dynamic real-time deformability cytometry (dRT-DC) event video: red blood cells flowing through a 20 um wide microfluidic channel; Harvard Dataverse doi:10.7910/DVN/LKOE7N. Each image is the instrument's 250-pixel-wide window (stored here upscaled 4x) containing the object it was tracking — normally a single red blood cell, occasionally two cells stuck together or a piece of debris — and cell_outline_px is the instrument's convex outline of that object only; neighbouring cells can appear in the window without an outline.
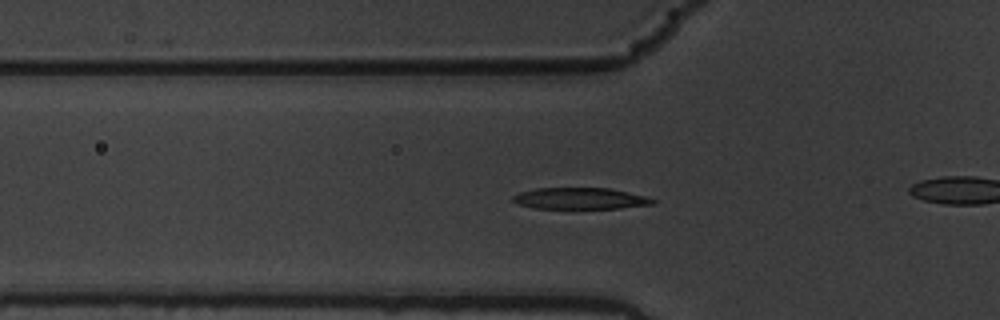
{"species": "common noctule bat (a hibernating species)", "species_latin": "Nyctalus noctula", "temperature_condition": "warm", "stored_images_in_passage": 60, "camera_frame_rate_fps": 3000, "um_per_image_px": 0.085, "animal": {"sex": "male", "body_mass_g": 19.5, "forearm_length_mm": 54.6}, "frame": {"image": 1, "passage_image": 21, "time_ms": 6.667, "image_size_px": [1000, 320], "cell_outline_px": [[656, 204], [620, 208], [536, 208], [520, 204], [512, 200], [512, 196], [520, 192], [536, 188], [608, 188], [648, 196], [656, 200]], "centroid_in_image_um": [49.37, 16.86], "position_along_channel_um": 76.4, "area_um2": 17.4}}
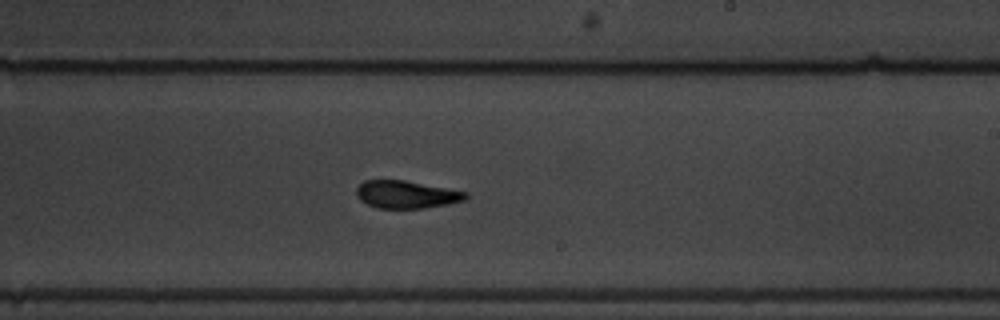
{"frame": {"image": 2, "passage_image": 36, "time_ms": 11.667, "image_size_px": [1000, 320], "cell_outline_px": [[468, 196], [464, 200], [448, 204], [420, 208], [376, 208], [360, 200], [356, 196], [356, 188], [364, 180], [404, 180], [468, 192]], "centroid_in_image_um": [34.51, 16.53], "position_along_channel_um": 254.5, "area_um2": 17.51}}
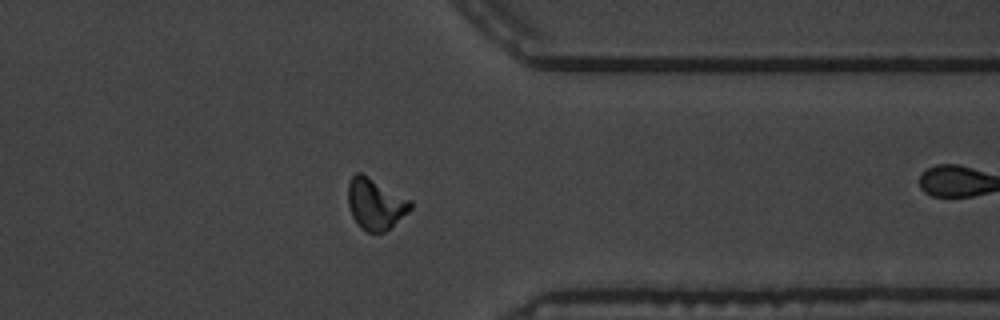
{"frame": {"image": 3, "passage_image": 47, "time_ms": 15.333, "image_size_px": [1000, 320], "cell_outline_px": [[412, 208], [408, 212], [384, 232], [368, 232], [360, 228], [352, 216], [348, 204], [348, 184], [352, 176], [356, 172], [360, 172], [368, 176], [412, 200]], "centroid_in_image_um": [31.9, 17.32], "position_along_channel_um": 379.5, "area_um2": 18.55}, "authors_computed_cell_mechanics": {"area_um2": 17.8024, "velocity_mm_per_s": 3.5626, "shape_relaxation_time_tau1_ms": 3.5861, "shape_relaxation_time_tau2_ms": 2.5629, "deformation_change_tau1": 0.2032, "deformation_change_tau2": 0.1027}}